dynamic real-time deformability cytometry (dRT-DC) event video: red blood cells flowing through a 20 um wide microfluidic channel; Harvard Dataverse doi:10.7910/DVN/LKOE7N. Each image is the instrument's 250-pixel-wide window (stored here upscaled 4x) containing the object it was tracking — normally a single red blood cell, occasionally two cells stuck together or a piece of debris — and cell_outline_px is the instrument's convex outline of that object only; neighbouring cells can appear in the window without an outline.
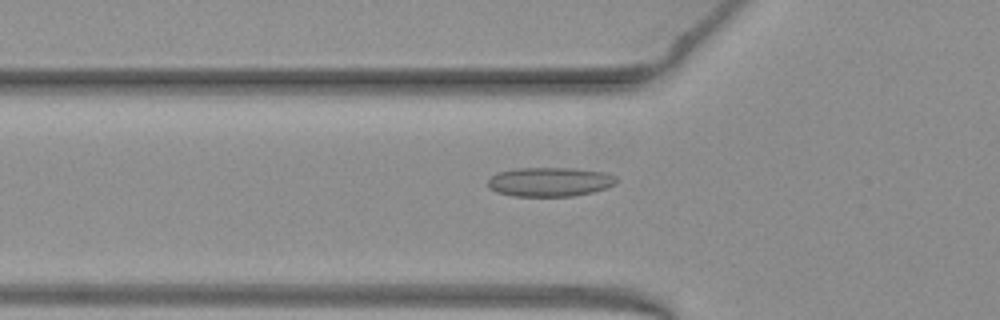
{"species": "common noctule bat (a hibernating species)", "species_latin": "Nyctalus noctula", "temperature_condition": "warm", "stored_images_in_passage": 45, "camera_frame_rate_fps": 3000, "um_per_image_px": 0.085, "animal": {"sex": "female", "body_mass_g": 19.3, "forearm_length_mm": 54.1}, "frame": {"image": 1, "passage_image": 18, "time_ms": 5.667, "image_size_px": [1000, 320], "cell_outline_px": [[620, 180], [616, 184], [608, 188], [592, 192], [572, 196], [512, 196], [496, 192], [488, 188], [488, 180], [496, 172], [516, 168], [572, 168], [608, 172], [616, 176]], "centroid_in_image_um": [46.77, 15.45], "position_along_channel_um": 79.0, "area_um2": 22.25}}
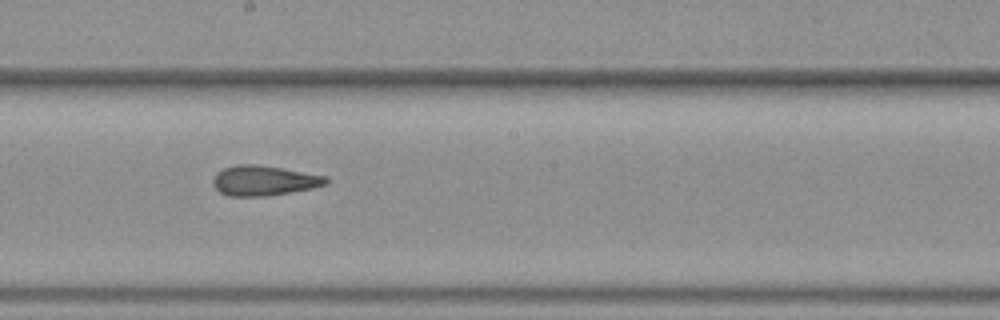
{"frame": {"image": 2, "passage_image": 29, "time_ms": 9.333, "image_size_px": [1000, 320], "cell_outline_px": [[328, 184], [312, 188], [268, 196], [228, 196], [220, 192], [212, 184], [212, 180], [216, 172], [224, 168], [236, 164], [256, 164], [328, 176]], "centroid_in_image_um": [22.42, 15.35], "position_along_channel_um": 225.8, "area_um2": 19.83}}
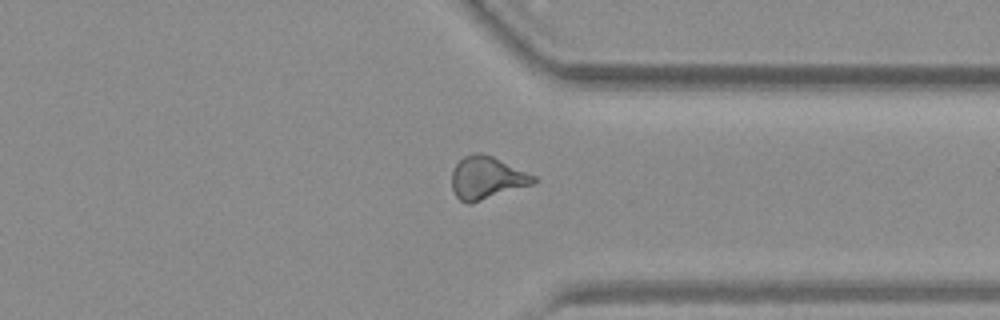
{"frame": {"image": 3, "passage_image": 40, "time_ms": 13.0, "image_size_px": [1000, 320], "cell_outline_px": [[536, 180], [532, 184], [472, 204], [468, 204], [460, 200], [456, 196], [452, 188], [452, 172], [456, 164], [464, 156], [472, 152], [480, 152], [492, 156], [536, 176]], "centroid_in_image_um": [41.35, 15.12], "position_along_channel_um": 370.1, "area_um2": 20.29}}